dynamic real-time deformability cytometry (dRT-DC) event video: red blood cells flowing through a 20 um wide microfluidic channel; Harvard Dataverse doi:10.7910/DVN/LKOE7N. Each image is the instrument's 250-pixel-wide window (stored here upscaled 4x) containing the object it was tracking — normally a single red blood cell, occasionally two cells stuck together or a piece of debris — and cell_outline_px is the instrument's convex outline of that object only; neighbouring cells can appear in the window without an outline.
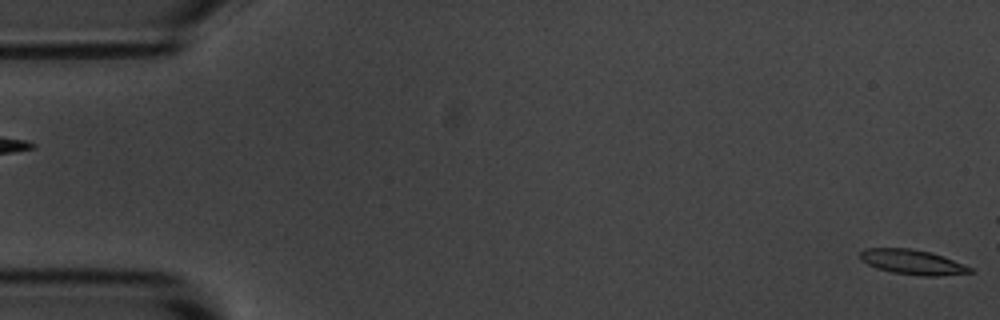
{"species": "common noctule bat (a hibernating species)", "species_latin": "Nyctalus noctula", "temperature_condition": "room temperature", "stored_images_in_passage": 6, "camera_frame_rate_fps": 3000, "um_per_image_px": 0.085, "animal": {"sex": "male", "body_mass_g": 20.1, "forearm_length_mm": 53.5}, "frame": {"image": 1, "passage_image": 6, "time_ms": 6.667, "image_size_px": [1000, 320], "cell_outline_px": [[976, 272], [936, 276], [920, 276], [892, 272], [876, 268], [860, 260], [860, 252], [864, 248], [912, 248], [932, 252], [972, 268]], "centroid_in_image_um": [77.54, 22.27], "position_along_channel_um": 7.5, "area_um2": 15.95}}